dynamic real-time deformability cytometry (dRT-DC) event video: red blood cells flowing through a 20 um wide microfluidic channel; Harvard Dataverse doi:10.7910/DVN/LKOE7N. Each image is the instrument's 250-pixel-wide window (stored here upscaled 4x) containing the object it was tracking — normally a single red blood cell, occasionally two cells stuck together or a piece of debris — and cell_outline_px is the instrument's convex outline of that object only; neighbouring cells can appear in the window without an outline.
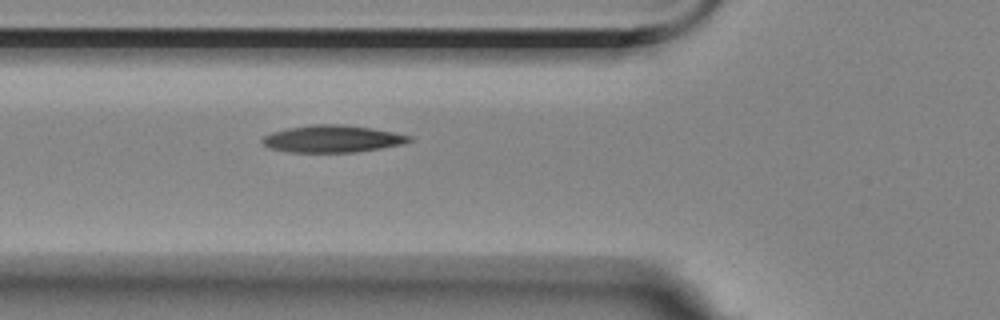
{"species": "Egyptian fruit bat (a non-hibernating species)", "species_latin": "Rousettus aegyptiacus", "temperature_condition": "room temperature", "stored_images_in_passage": 3, "camera_frame_rate_fps": 3000, "um_per_image_px": 0.085, "animal": {"sex": "female"}, "frame": {"image": 1, "passage_image": 3, "time_ms": 3.0, "image_size_px": [1000, 320], "cell_outline_px": [[412, 140], [404, 144], [356, 152], [288, 152], [272, 148], [264, 144], [260, 140], [264, 136], [272, 132], [288, 128], [312, 124], [344, 124], [372, 128], [412, 136]], "centroid_in_image_um": [28.27, 11.79], "position_along_channel_um": 97.5, "area_um2": 23.18}}